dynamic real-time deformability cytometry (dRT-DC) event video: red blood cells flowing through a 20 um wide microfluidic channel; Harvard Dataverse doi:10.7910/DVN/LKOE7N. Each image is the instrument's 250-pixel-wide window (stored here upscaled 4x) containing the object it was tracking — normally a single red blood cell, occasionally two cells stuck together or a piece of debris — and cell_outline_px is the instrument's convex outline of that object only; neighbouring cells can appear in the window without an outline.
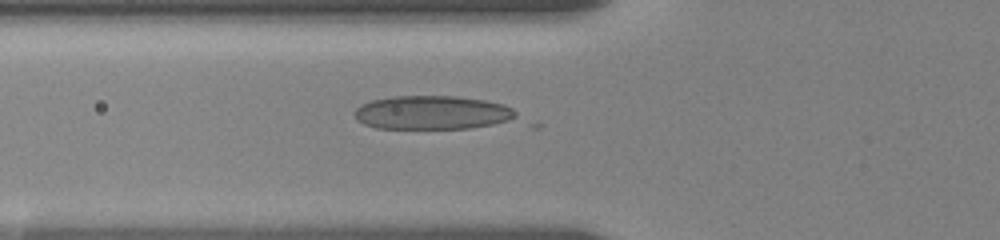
{"species": "human", "species_latin": "Homo sapiens", "temperature_condition": "room temperature", "stored_images_in_passage": 7, "camera_frame_rate_fps": 3000, "um_per_image_px": 0.085, "donor": {"sex": "female"}, "frame": {"image": 1, "passage_image": 5, "time_ms": 2.333, "image_size_px": [1000, 240], "cell_outline_px": [[516, 116], [508, 120], [492, 124], [468, 128], [376, 128], [364, 124], [356, 120], [352, 116], [352, 112], [360, 104], [372, 100], [392, 96], [456, 96], [484, 100], [504, 104], [512, 108], [516, 112]], "centroid_in_image_um": [36.66, 9.56], "position_along_channel_um": 89.1, "area_um2": 31.73}}
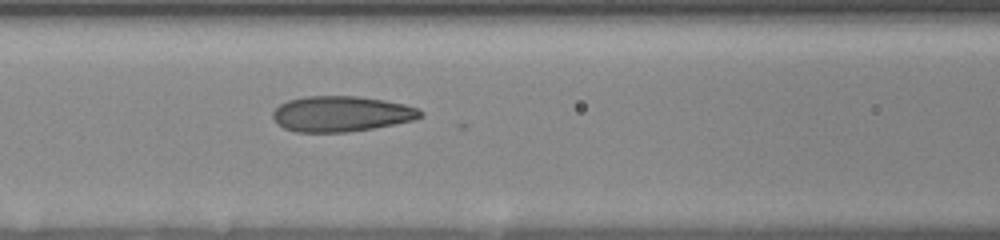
{"frame": {"image": 2, "passage_image": 7, "time_ms": 3.667, "image_size_px": [1000, 240], "cell_outline_px": [[424, 116], [412, 120], [372, 128], [348, 132], [296, 132], [284, 128], [276, 124], [272, 120], [272, 112], [280, 104], [288, 100], [304, 96], [360, 96], [384, 100], [404, 104], [416, 108], [424, 112]], "centroid_in_image_um": [28.96, 9.67], "position_along_channel_um": 137.6, "area_um2": 30.69}}